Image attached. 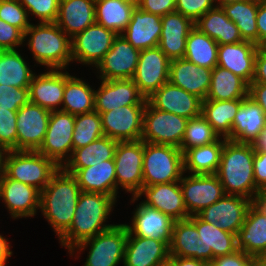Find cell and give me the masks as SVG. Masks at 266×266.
Returning <instances> with one entry per match:
<instances>
[{
	"label": "cell",
	"instance_id": "1",
	"mask_svg": "<svg viewBox=\"0 0 266 266\" xmlns=\"http://www.w3.org/2000/svg\"><path fill=\"white\" fill-rule=\"evenodd\" d=\"M81 192L76 178L61 167L40 192L39 210L58 239L72 224Z\"/></svg>",
	"mask_w": 266,
	"mask_h": 266
},
{
	"label": "cell",
	"instance_id": "2",
	"mask_svg": "<svg viewBox=\"0 0 266 266\" xmlns=\"http://www.w3.org/2000/svg\"><path fill=\"white\" fill-rule=\"evenodd\" d=\"M117 200L102 193L81 192L70 228L58 239L68 252L78 243L108 230L106 224Z\"/></svg>",
	"mask_w": 266,
	"mask_h": 266
},
{
	"label": "cell",
	"instance_id": "3",
	"mask_svg": "<svg viewBox=\"0 0 266 266\" xmlns=\"http://www.w3.org/2000/svg\"><path fill=\"white\" fill-rule=\"evenodd\" d=\"M253 144L226 140L221 152L218 176L226 195H238L252 200L260 192L254 180Z\"/></svg>",
	"mask_w": 266,
	"mask_h": 266
},
{
	"label": "cell",
	"instance_id": "4",
	"mask_svg": "<svg viewBox=\"0 0 266 266\" xmlns=\"http://www.w3.org/2000/svg\"><path fill=\"white\" fill-rule=\"evenodd\" d=\"M26 40L33 59L47 69H67L72 62L71 38L56 23H31Z\"/></svg>",
	"mask_w": 266,
	"mask_h": 266
},
{
	"label": "cell",
	"instance_id": "5",
	"mask_svg": "<svg viewBox=\"0 0 266 266\" xmlns=\"http://www.w3.org/2000/svg\"><path fill=\"white\" fill-rule=\"evenodd\" d=\"M59 166L38 151L12 150L2 156V172L10 179L42 191Z\"/></svg>",
	"mask_w": 266,
	"mask_h": 266
},
{
	"label": "cell",
	"instance_id": "6",
	"mask_svg": "<svg viewBox=\"0 0 266 266\" xmlns=\"http://www.w3.org/2000/svg\"><path fill=\"white\" fill-rule=\"evenodd\" d=\"M143 186L180 181L184 172L183 153L172 145L144 142Z\"/></svg>",
	"mask_w": 266,
	"mask_h": 266
},
{
	"label": "cell",
	"instance_id": "7",
	"mask_svg": "<svg viewBox=\"0 0 266 266\" xmlns=\"http://www.w3.org/2000/svg\"><path fill=\"white\" fill-rule=\"evenodd\" d=\"M126 240V225L115 224L108 230L78 243L70 249L69 254L73 255L76 250L80 254L89 247L83 266H117L124 262Z\"/></svg>",
	"mask_w": 266,
	"mask_h": 266
},
{
	"label": "cell",
	"instance_id": "8",
	"mask_svg": "<svg viewBox=\"0 0 266 266\" xmlns=\"http://www.w3.org/2000/svg\"><path fill=\"white\" fill-rule=\"evenodd\" d=\"M188 120L174 113L158 110L147 101L141 140L180 148Z\"/></svg>",
	"mask_w": 266,
	"mask_h": 266
},
{
	"label": "cell",
	"instance_id": "9",
	"mask_svg": "<svg viewBox=\"0 0 266 266\" xmlns=\"http://www.w3.org/2000/svg\"><path fill=\"white\" fill-rule=\"evenodd\" d=\"M144 141H119L115 150V173L118 190L122 187L132 197L143 187Z\"/></svg>",
	"mask_w": 266,
	"mask_h": 266
},
{
	"label": "cell",
	"instance_id": "10",
	"mask_svg": "<svg viewBox=\"0 0 266 266\" xmlns=\"http://www.w3.org/2000/svg\"><path fill=\"white\" fill-rule=\"evenodd\" d=\"M74 125L75 115L51 111L44 141L37 151L62 167L73 151Z\"/></svg>",
	"mask_w": 266,
	"mask_h": 266
},
{
	"label": "cell",
	"instance_id": "11",
	"mask_svg": "<svg viewBox=\"0 0 266 266\" xmlns=\"http://www.w3.org/2000/svg\"><path fill=\"white\" fill-rule=\"evenodd\" d=\"M185 174L179 181L188 215H197L224 195L223 185L216 174Z\"/></svg>",
	"mask_w": 266,
	"mask_h": 266
},
{
	"label": "cell",
	"instance_id": "12",
	"mask_svg": "<svg viewBox=\"0 0 266 266\" xmlns=\"http://www.w3.org/2000/svg\"><path fill=\"white\" fill-rule=\"evenodd\" d=\"M117 34L102 25L94 23L84 31L71 38L72 63L81 62L83 65L97 67L105 54L111 49Z\"/></svg>",
	"mask_w": 266,
	"mask_h": 266
},
{
	"label": "cell",
	"instance_id": "13",
	"mask_svg": "<svg viewBox=\"0 0 266 266\" xmlns=\"http://www.w3.org/2000/svg\"><path fill=\"white\" fill-rule=\"evenodd\" d=\"M169 65L170 59L159 47L140 50L132 80L146 99L169 81Z\"/></svg>",
	"mask_w": 266,
	"mask_h": 266
},
{
	"label": "cell",
	"instance_id": "14",
	"mask_svg": "<svg viewBox=\"0 0 266 266\" xmlns=\"http://www.w3.org/2000/svg\"><path fill=\"white\" fill-rule=\"evenodd\" d=\"M145 107L146 105H128L98 112L101 115L104 136L118 142L140 140Z\"/></svg>",
	"mask_w": 266,
	"mask_h": 266
},
{
	"label": "cell",
	"instance_id": "15",
	"mask_svg": "<svg viewBox=\"0 0 266 266\" xmlns=\"http://www.w3.org/2000/svg\"><path fill=\"white\" fill-rule=\"evenodd\" d=\"M140 50L134 48L121 34L97 65L100 80L132 79L137 68Z\"/></svg>",
	"mask_w": 266,
	"mask_h": 266
},
{
	"label": "cell",
	"instance_id": "16",
	"mask_svg": "<svg viewBox=\"0 0 266 266\" xmlns=\"http://www.w3.org/2000/svg\"><path fill=\"white\" fill-rule=\"evenodd\" d=\"M251 200L238 195H224L197 215L205 222L218 225L223 231L237 235L242 227Z\"/></svg>",
	"mask_w": 266,
	"mask_h": 266
},
{
	"label": "cell",
	"instance_id": "17",
	"mask_svg": "<svg viewBox=\"0 0 266 266\" xmlns=\"http://www.w3.org/2000/svg\"><path fill=\"white\" fill-rule=\"evenodd\" d=\"M51 111L31 102L17 110V150L37 151L44 141Z\"/></svg>",
	"mask_w": 266,
	"mask_h": 266
},
{
	"label": "cell",
	"instance_id": "18",
	"mask_svg": "<svg viewBox=\"0 0 266 266\" xmlns=\"http://www.w3.org/2000/svg\"><path fill=\"white\" fill-rule=\"evenodd\" d=\"M143 195L145 199L141 201L142 204L159 210L175 221L190 217L185 207L179 181L143 186L136 196L131 197L130 203H135Z\"/></svg>",
	"mask_w": 266,
	"mask_h": 266
},
{
	"label": "cell",
	"instance_id": "19",
	"mask_svg": "<svg viewBox=\"0 0 266 266\" xmlns=\"http://www.w3.org/2000/svg\"><path fill=\"white\" fill-rule=\"evenodd\" d=\"M40 190L0 173V199L13 219L34 217L40 205Z\"/></svg>",
	"mask_w": 266,
	"mask_h": 266
},
{
	"label": "cell",
	"instance_id": "20",
	"mask_svg": "<svg viewBox=\"0 0 266 266\" xmlns=\"http://www.w3.org/2000/svg\"><path fill=\"white\" fill-rule=\"evenodd\" d=\"M95 90V111L107 112L128 105H146L147 99L140 93L132 79L101 80Z\"/></svg>",
	"mask_w": 266,
	"mask_h": 266
},
{
	"label": "cell",
	"instance_id": "21",
	"mask_svg": "<svg viewBox=\"0 0 266 266\" xmlns=\"http://www.w3.org/2000/svg\"><path fill=\"white\" fill-rule=\"evenodd\" d=\"M147 101L156 109L187 119L201 115L202 100L169 81L157 89Z\"/></svg>",
	"mask_w": 266,
	"mask_h": 266
},
{
	"label": "cell",
	"instance_id": "22",
	"mask_svg": "<svg viewBox=\"0 0 266 266\" xmlns=\"http://www.w3.org/2000/svg\"><path fill=\"white\" fill-rule=\"evenodd\" d=\"M65 82L66 69L35 73L29 86L30 102L49 111H61Z\"/></svg>",
	"mask_w": 266,
	"mask_h": 266
},
{
	"label": "cell",
	"instance_id": "23",
	"mask_svg": "<svg viewBox=\"0 0 266 266\" xmlns=\"http://www.w3.org/2000/svg\"><path fill=\"white\" fill-rule=\"evenodd\" d=\"M138 205L133 212L131 224H125L128 232L133 236L164 240L170 243L175 220L141 202Z\"/></svg>",
	"mask_w": 266,
	"mask_h": 266
},
{
	"label": "cell",
	"instance_id": "24",
	"mask_svg": "<svg viewBox=\"0 0 266 266\" xmlns=\"http://www.w3.org/2000/svg\"><path fill=\"white\" fill-rule=\"evenodd\" d=\"M169 257L168 242L133 236L127 230L124 266H162Z\"/></svg>",
	"mask_w": 266,
	"mask_h": 266
},
{
	"label": "cell",
	"instance_id": "25",
	"mask_svg": "<svg viewBox=\"0 0 266 266\" xmlns=\"http://www.w3.org/2000/svg\"><path fill=\"white\" fill-rule=\"evenodd\" d=\"M211 76L212 69L198 66L185 58L170 60L169 82L197 96L202 101L208 94Z\"/></svg>",
	"mask_w": 266,
	"mask_h": 266
},
{
	"label": "cell",
	"instance_id": "26",
	"mask_svg": "<svg viewBox=\"0 0 266 266\" xmlns=\"http://www.w3.org/2000/svg\"><path fill=\"white\" fill-rule=\"evenodd\" d=\"M65 172L72 174L83 192L102 193L117 196V183L114 159L102 161L94 166L86 168H62Z\"/></svg>",
	"mask_w": 266,
	"mask_h": 266
},
{
	"label": "cell",
	"instance_id": "27",
	"mask_svg": "<svg viewBox=\"0 0 266 266\" xmlns=\"http://www.w3.org/2000/svg\"><path fill=\"white\" fill-rule=\"evenodd\" d=\"M257 50L258 46L250 41L219 45L217 66L231 71L251 84L255 74Z\"/></svg>",
	"mask_w": 266,
	"mask_h": 266
},
{
	"label": "cell",
	"instance_id": "28",
	"mask_svg": "<svg viewBox=\"0 0 266 266\" xmlns=\"http://www.w3.org/2000/svg\"><path fill=\"white\" fill-rule=\"evenodd\" d=\"M161 21L158 47L170 60L184 58L187 36L195 27L194 22L177 11L162 16Z\"/></svg>",
	"mask_w": 266,
	"mask_h": 266
},
{
	"label": "cell",
	"instance_id": "29",
	"mask_svg": "<svg viewBox=\"0 0 266 266\" xmlns=\"http://www.w3.org/2000/svg\"><path fill=\"white\" fill-rule=\"evenodd\" d=\"M161 31V17L136 6L132 11L129 24L121 35L134 48L144 50L158 47Z\"/></svg>",
	"mask_w": 266,
	"mask_h": 266
},
{
	"label": "cell",
	"instance_id": "30",
	"mask_svg": "<svg viewBox=\"0 0 266 266\" xmlns=\"http://www.w3.org/2000/svg\"><path fill=\"white\" fill-rule=\"evenodd\" d=\"M266 124V115L251 97L243 98L233 121L227 140L237 143L254 144Z\"/></svg>",
	"mask_w": 266,
	"mask_h": 266
},
{
	"label": "cell",
	"instance_id": "31",
	"mask_svg": "<svg viewBox=\"0 0 266 266\" xmlns=\"http://www.w3.org/2000/svg\"><path fill=\"white\" fill-rule=\"evenodd\" d=\"M189 219L197 227L201 239L202 261L210 263L218 256L230 255L238 250L237 235L203 221L198 215H192Z\"/></svg>",
	"mask_w": 266,
	"mask_h": 266
},
{
	"label": "cell",
	"instance_id": "32",
	"mask_svg": "<svg viewBox=\"0 0 266 266\" xmlns=\"http://www.w3.org/2000/svg\"><path fill=\"white\" fill-rule=\"evenodd\" d=\"M55 23L73 38L96 23L95 0H60Z\"/></svg>",
	"mask_w": 266,
	"mask_h": 266
},
{
	"label": "cell",
	"instance_id": "33",
	"mask_svg": "<svg viewBox=\"0 0 266 266\" xmlns=\"http://www.w3.org/2000/svg\"><path fill=\"white\" fill-rule=\"evenodd\" d=\"M237 247L253 258L266 254V215L252 205L237 234Z\"/></svg>",
	"mask_w": 266,
	"mask_h": 266
},
{
	"label": "cell",
	"instance_id": "34",
	"mask_svg": "<svg viewBox=\"0 0 266 266\" xmlns=\"http://www.w3.org/2000/svg\"><path fill=\"white\" fill-rule=\"evenodd\" d=\"M194 26L200 32L215 40L218 45L244 41L239 28L226 16L224 10L219 5L208 10L194 23Z\"/></svg>",
	"mask_w": 266,
	"mask_h": 266
},
{
	"label": "cell",
	"instance_id": "35",
	"mask_svg": "<svg viewBox=\"0 0 266 266\" xmlns=\"http://www.w3.org/2000/svg\"><path fill=\"white\" fill-rule=\"evenodd\" d=\"M227 138L193 147L183 153L184 172L188 174H216L220 165L221 152Z\"/></svg>",
	"mask_w": 266,
	"mask_h": 266
},
{
	"label": "cell",
	"instance_id": "36",
	"mask_svg": "<svg viewBox=\"0 0 266 266\" xmlns=\"http://www.w3.org/2000/svg\"><path fill=\"white\" fill-rule=\"evenodd\" d=\"M137 0H95L96 23L121 34L131 20Z\"/></svg>",
	"mask_w": 266,
	"mask_h": 266
},
{
	"label": "cell",
	"instance_id": "37",
	"mask_svg": "<svg viewBox=\"0 0 266 266\" xmlns=\"http://www.w3.org/2000/svg\"><path fill=\"white\" fill-rule=\"evenodd\" d=\"M170 256L202 260V245L195 224L189 219L177 220L173 224Z\"/></svg>",
	"mask_w": 266,
	"mask_h": 266
},
{
	"label": "cell",
	"instance_id": "38",
	"mask_svg": "<svg viewBox=\"0 0 266 266\" xmlns=\"http://www.w3.org/2000/svg\"><path fill=\"white\" fill-rule=\"evenodd\" d=\"M95 89L84 80L66 71V82L61 111L72 115L89 113L95 110Z\"/></svg>",
	"mask_w": 266,
	"mask_h": 266
},
{
	"label": "cell",
	"instance_id": "39",
	"mask_svg": "<svg viewBox=\"0 0 266 266\" xmlns=\"http://www.w3.org/2000/svg\"><path fill=\"white\" fill-rule=\"evenodd\" d=\"M249 84L231 71L215 66L211 84L205 100H235L248 96Z\"/></svg>",
	"mask_w": 266,
	"mask_h": 266
},
{
	"label": "cell",
	"instance_id": "40",
	"mask_svg": "<svg viewBox=\"0 0 266 266\" xmlns=\"http://www.w3.org/2000/svg\"><path fill=\"white\" fill-rule=\"evenodd\" d=\"M118 141L103 136L92 143L72 151L70 158L61 168H86L114 159Z\"/></svg>",
	"mask_w": 266,
	"mask_h": 266
},
{
	"label": "cell",
	"instance_id": "41",
	"mask_svg": "<svg viewBox=\"0 0 266 266\" xmlns=\"http://www.w3.org/2000/svg\"><path fill=\"white\" fill-rule=\"evenodd\" d=\"M226 16L239 28L244 41H250L258 46V30L256 17L258 0H238L230 4H219Z\"/></svg>",
	"mask_w": 266,
	"mask_h": 266
},
{
	"label": "cell",
	"instance_id": "42",
	"mask_svg": "<svg viewBox=\"0 0 266 266\" xmlns=\"http://www.w3.org/2000/svg\"><path fill=\"white\" fill-rule=\"evenodd\" d=\"M35 75L17 50H0V84L17 88L29 87Z\"/></svg>",
	"mask_w": 266,
	"mask_h": 266
},
{
	"label": "cell",
	"instance_id": "43",
	"mask_svg": "<svg viewBox=\"0 0 266 266\" xmlns=\"http://www.w3.org/2000/svg\"><path fill=\"white\" fill-rule=\"evenodd\" d=\"M242 101L243 99L204 100L201 114L220 137L227 138L231 134L233 121Z\"/></svg>",
	"mask_w": 266,
	"mask_h": 266
},
{
	"label": "cell",
	"instance_id": "44",
	"mask_svg": "<svg viewBox=\"0 0 266 266\" xmlns=\"http://www.w3.org/2000/svg\"><path fill=\"white\" fill-rule=\"evenodd\" d=\"M218 47L215 40L194 27L187 36L184 58L198 66L213 69L218 62Z\"/></svg>",
	"mask_w": 266,
	"mask_h": 266
},
{
	"label": "cell",
	"instance_id": "45",
	"mask_svg": "<svg viewBox=\"0 0 266 266\" xmlns=\"http://www.w3.org/2000/svg\"><path fill=\"white\" fill-rule=\"evenodd\" d=\"M103 136L102 119L97 111L75 115L73 150L84 147Z\"/></svg>",
	"mask_w": 266,
	"mask_h": 266
},
{
	"label": "cell",
	"instance_id": "46",
	"mask_svg": "<svg viewBox=\"0 0 266 266\" xmlns=\"http://www.w3.org/2000/svg\"><path fill=\"white\" fill-rule=\"evenodd\" d=\"M220 138L219 134L201 114L188 120L180 150L184 153L190 148L207 145L218 141Z\"/></svg>",
	"mask_w": 266,
	"mask_h": 266
},
{
	"label": "cell",
	"instance_id": "47",
	"mask_svg": "<svg viewBox=\"0 0 266 266\" xmlns=\"http://www.w3.org/2000/svg\"><path fill=\"white\" fill-rule=\"evenodd\" d=\"M0 19L18 28L23 34L31 25L27 10L19 0H0Z\"/></svg>",
	"mask_w": 266,
	"mask_h": 266
},
{
	"label": "cell",
	"instance_id": "48",
	"mask_svg": "<svg viewBox=\"0 0 266 266\" xmlns=\"http://www.w3.org/2000/svg\"><path fill=\"white\" fill-rule=\"evenodd\" d=\"M17 110L0 108V149L17 150Z\"/></svg>",
	"mask_w": 266,
	"mask_h": 266
},
{
	"label": "cell",
	"instance_id": "49",
	"mask_svg": "<svg viewBox=\"0 0 266 266\" xmlns=\"http://www.w3.org/2000/svg\"><path fill=\"white\" fill-rule=\"evenodd\" d=\"M29 14L37 17L39 23H55L60 0H19Z\"/></svg>",
	"mask_w": 266,
	"mask_h": 266
},
{
	"label": "cell",
	"instance_id": "50",
	"mask_svg": "<svg viewBox=\"0 0 266 266\" xmlns=\"http://www.w3.org/2000/svg\"><path fill=\"white\" fill-rule=\"evenodd\" d=\"M29 102V87L17 88L0 84V108L19 110Z\"/></svg>",
	"mask_w": 266,
	"mask_h": 266
},
{
	"label": "cell",
	"instance_id": "51",
	"mask_svg": "<svg viewBox=\"0 0 266 266\" xmlns=\"http://www.w3.org/2000/svg\"><path fill=\"white\" fill-rule=\"evenodd\" d=\"M216 6V0H176L175 11L181 13L195 23L208 10Z\"/></svg>",
	"mask_w": 266,
	"mask_h": 266
},
{
	"label": "cell",
	"instance_id": "52",
	"mask_svg": "<svg viewBox=\"0 0 266 266\" xmlns=\"http://www.w3.org/2000/svg\"><path fill=\"white\" fill-rule=\"evenodd\" d=\"M24 42V34L0 19V50H16Z\"/></svg>",
	"mask_w": 266,
	"mask_h": 266
},
{
	"label": "cell",
	"instance_id": "53",
	"mask_svg": "<svg viewBox=\"0 0 266 266\" xmlns=\"http://www.w3.org/2000/svg\"><path fill=\"white\" fill-rule=\"evenodd\" d=\"M137 6L146 12L162 17L175 11L176 0H137Z\"/></svg>",
	"mask_w": 266,
	"mask_h": 266
},
{
	"label": "cell",
	"instance_id": "54",
	"mask_svg": "<svg viewBox=\"0 0 266 266\" xmlns=\"http://www.w3.org/2000/svg\"><path fill=\"white\" fill-rule=\"evenodd\" d=\"M253 169L256 187L266 189V151H255Z\"/></svg>",
	"mask_w": 266,
	"mask_h": 266
},
{
	"label": "cell",
	"instance_id": "55",
	"mask_svg": "<svg viewBox=\"0 0 266 266\" xmlns=\"http://www.w3.org/2000/svg\"><path fill=\"white\" fill-rule=\"evenodd\" d=\"M251 258L242 250H237L233 254L214 258L209 266H244Z\"/></svg>",
	"mask_w": 266,
	"mask_h": 266
},
{
	"label": "cell",
	"instance_id": "56",
	"mask_svg": "<svg viewBox=\"0 0 266 266\" xmlns=\"http://www.w3.org/2000/svg\"><path fill=\"white\" fill-rule=\"evenodd\" d=\"M248 96L258 103V105L262 108L263 112L266 115V84H249Z\"/></svg>",
	"mask_w": 266,
	"mask_h": 266
},
{
	"label": "cell",
	"instance_id": "57",
	"mask_svg": "<svg viewBox=\"0 0 266 266\" xmlns=\"http://www.w3.org/2000/svg\"><path fill=\"white\" fill-rule=\"evenodd\" d=\"M256 25L259 45L264 39H266V0H258Z\"/></svg>",
	"mask_w": 266,
	"mask_h": 266
},
{
	"label": "cell",
	"instance_id": "58",
	"mask_svg": "<svg viewBox=\"0 0 266 266\" xmlns=\"http://www.w3.org/2000/svg\"><path fill=\"white\" fill-rule=\"evenodd\" d=\"M252 83L266 84V55L259 49L255 58V74Z\"/></svg>",
	"mask_w": 266,
	"mask_h": 266
},
{
	"label": "cell",
	"instance_id": "59",
	"mask_svg": "<svg viewBox=\"0 0 266 266\" xmlns=\"http://www.w3.org/2000/svg\"><path fill=\"white\" fill-rule=\"evenodd\" d=\"M168 264L170 266H209V263L205 261L179 256H170Z\"/></svg>",
	"mask_w": 266,
	"mask_h": 266
},
{
	"label": "cell",
	"instance_id": "60",
	"mask_svg": "<svg viewBox=\"0 0 266 266\" xmlns=\"http://www.w3.org/2000/svg\"><path fill=\"white\" fill-rule=\"evenodd\" d=\"M10 248L8 239L0 234V266H7V260L13 254Z\"/></svg>",
	"mask_w": 266,
	"mask_h": 266
},
{
	"label": "cell",
	"instance_id": "61",
	"mask_svg": "<svg viewBox=\"0 0 266 266\" xmlns=\"http://www.w3.org/2000/svg\"><path fill=\"white\" fill-rule=\"evenodd\" d=\"M251 205L262 215H266V189L261 190L251 200Z\"/></svg>",
	"mask_w": 266,
	"mask_h": 266
},
{
	"label": "cell",
	"instance_id": "62",
	"mask_svg": "<svg viewBox=\"0 0 266 266\" xmlns=\"http://www.w3.org/2000/svg\"><path fill=\"white\" fill-rule=\"evenodd\" d=\"M255 151H266V124L265 127L258 137V139L254 142Z\"/></svg>",
	"mask_w": 266,
	"mask_h": 266
},
{
	"label": "cell",
	"instance_id": "63",
	"mask_svg": "<svg viewBox=\"0 0 266 266\" xmlns=\"http://www.w3.org/2000/svg\"><path fill=\"white\" fill-rule=\"evenodd\" d=\"M257 266H266V254L255 257Z\"/></svg>",
	"mask_w": 266,
	"mask_h": 266
},
{
	"label": "cell",
	"instance_id": "64",
	"mask_svg": "<svg viewBox=\"0 0 266 266\" xmlns=\"http://www.w3.org/2000/svg\"><path fill=\"white\" fill-rule=\"evenodd\" d=\"M258 49L266 55V39L258 45Z\"/></svg>",
	"mask_w": 266,
	"mask_h": 266
},
{
	"label": "cell",
	"instance_id": "65",
	"mask_svg": "<svg viewBox=\"0 0 266 266\" xmlns=\"http://www.w3.org/2000/svg\"><path fill=\"white\" fill-rule=\"evenodd\" d=\"M238 0H216L217 5L219 4H230Z\"/></svg>",
	"mask_w": 266,
	"mask_h": 266
},
{
	"label": "cell",
	"instance_id": "66",
	"mask_svg": "<svg viewBox=\"0 0 266 266\" xmlns=\"http://www.w3.org/2000/svg\"><path fill=\"white\" fill-rule=\"evenodd\" d=\"M244 266H257L256 259L252 257Z\"/></svg>",
	"mask_w": 266,
	"mask_h": 266
},
{
	"label": "cell",
	"instance_id": "67",
	"mask_svg": "<svg viewBox=\"0 0 266 266\" xmlns=\"http://www.w3.org/2000/svg\"><path fill=\"white\" fill-rule=\"evenodd\" d=\"M3 151L0 149V172H2V156H3Z\"/></svg>",
	"mask_w": 266,
	"mask_h": 266
}]
</instances>
